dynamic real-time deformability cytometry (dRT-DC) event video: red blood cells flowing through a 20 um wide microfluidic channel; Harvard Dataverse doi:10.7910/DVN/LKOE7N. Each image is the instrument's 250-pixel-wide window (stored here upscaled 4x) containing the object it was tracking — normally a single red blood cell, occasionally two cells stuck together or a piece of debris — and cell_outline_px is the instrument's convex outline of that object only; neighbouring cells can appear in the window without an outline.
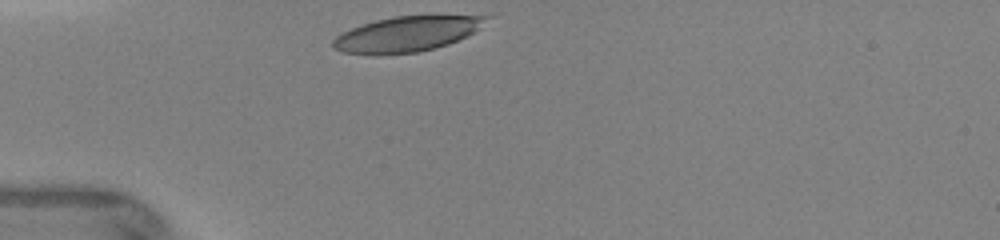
{"species": "human", "species_latin": "Homo sapiens", "temperature_condition": "warm", "stored_images_in_passage": 22, "camera_frame_rate_fps": 3000, "um_per_image_px": 0.085, "donor": {"sex": "female"}, "frame": {"image": 1, "passage_image": 1, "time_ms": 0.0, "image_size_px": [1000, 240], "cell_outline_px": [[492, 16], [472, 32], [448, 44], [436, 48], [420, 52], [380, 56], [376, 56], [344, 52], [332, 48], [332, 40], [340, 32], [376, 20], [392, 16]], "centroid_in_image_um": [34.46, 2.92], "position_along_channel_um": 50.5, "area_um2": 31.39}}